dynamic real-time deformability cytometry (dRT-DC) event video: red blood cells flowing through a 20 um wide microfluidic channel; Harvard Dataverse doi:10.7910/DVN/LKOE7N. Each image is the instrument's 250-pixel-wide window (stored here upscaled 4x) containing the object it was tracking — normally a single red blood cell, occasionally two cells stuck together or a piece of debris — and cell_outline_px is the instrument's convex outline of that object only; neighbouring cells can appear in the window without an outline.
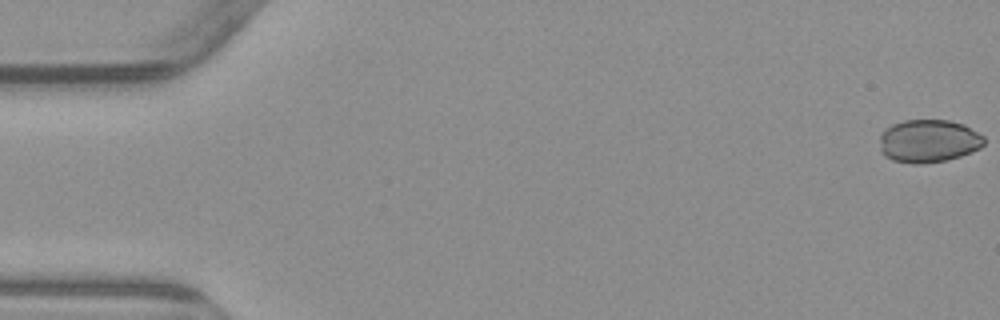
{"species": "common noctule bat (a hibernating species)", "species_latin": "Nyctalus noctula", "temperature_condition": "warm", "stored_images_in_passage": 5, "camera_frame_rate_fps": 3000, "um_per_image_px": 0.085, "animal": {"sex": "male", "body_mass_g": 23.1, "forearm_length_mm": 52.7}, "frame": {"image": 1, "passage_image": 1, "time_ms": 0.0, "image_size_px": [1000, 320], "cell_outline_px": [[984, 144], [980, 148], [972, 152], [948, 160], [920, 164], [912, 164], [892, 160], [884, 156], [880, 152], [880, 136], [892, 124], [904, 120], [948, 120], [964, 124], [984, 136]], "centroid_in_image_um": [78.93, 12.0], "position_along_channel_um": 6.1, "area_um2": 26.3}}